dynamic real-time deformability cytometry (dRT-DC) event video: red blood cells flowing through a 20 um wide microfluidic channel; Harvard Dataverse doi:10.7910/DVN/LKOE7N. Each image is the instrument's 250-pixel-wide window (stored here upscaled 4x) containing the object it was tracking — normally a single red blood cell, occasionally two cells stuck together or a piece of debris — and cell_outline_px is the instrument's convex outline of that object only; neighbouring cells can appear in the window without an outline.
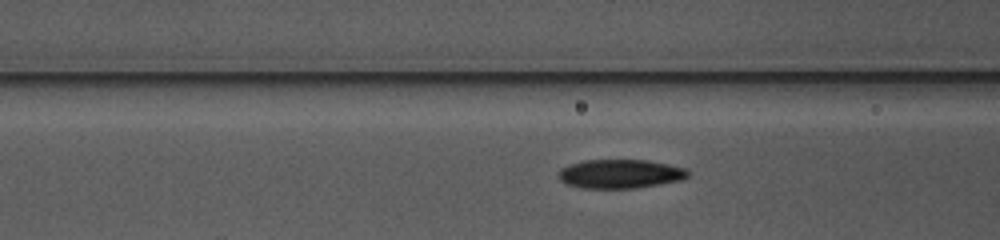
{"species": "common noctule bat (a hibernating species)", "species_latin": "Nyctalus noctula", "temperature_condition": "warm", "stored_images_in_passage": 39, "camera_frame_rate_fps": 3000, "um_per_image_px": 0.085, "animal": {"sex": "female", "body_mass_g": 10.0, "forearm_length_mm": 53.1}, "frame": {"image": 1, "passage_image": 6, "time_ms": 1.667, "image_size_px": [1000, 240], "cell_outline_px": [[692, 172], [688, 176], [680, 180], [660, 184], [636, 188], [580, 188], [568, 184], [560, 180], [556, 172], [560, 168], [568, 164], [584, 160], [648, 160], [688, 168]], "centroid_in_image_um": [52.71, 14.77], "position_along_channel_um": 113.9, "area_um2": 22.14}}
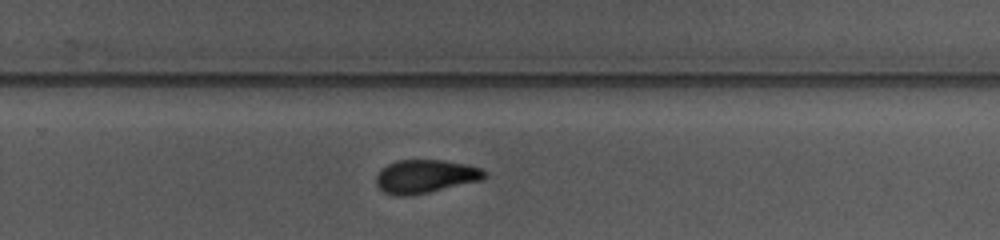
{"frame": {"image": 2, "passage_image": 20, "time_ms": 6.333, "image_size_px": [1000, 240], "cell_outline_px": [[488, 176], [484, 180], [412, 196], [396, 196], [384, 192], [376, 184], [376, 176], [388, 164], [400, 160], [440, 160], [468, 164], [480, 168], [488, 172]], "centroid_in_image_um": [36.22, 15.01], "position_along_channel_um": 293.6, "area_um2": 21.27}}
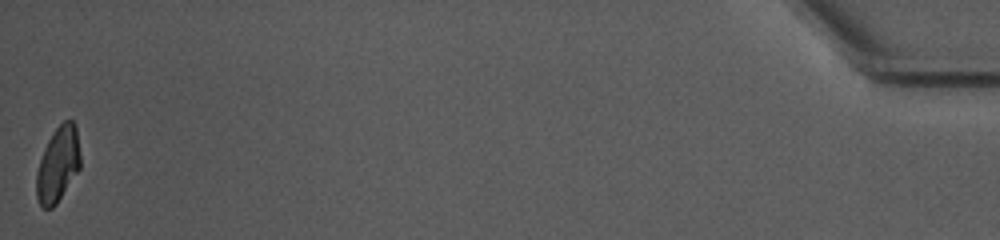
{"frame": {"image": 3, "passage_image": 39, "time_ms": 12.667, "image_size_px": [1000, 240], "cell_outline_px": [[80, 168], [56, 204], [52, 208], [40, 208], [36, 196], [36, 172], [44, 148], [48, 140], [56, 128], [64, 120], [72, 120], [76, 124], [80, 152]], "centroid_in_image_um": [4.92, 13.98], "position_along_channel_um": 430.3, "area_um2": 19.31}, "authors_computed_cell_mechanics": {"area_um2": 21.2704, "velocity_mm_per_s": 3.8544, "shape_relaxation_time_tau1_ms": 4.7639, "shape_relaxation_time_tau2_ms": 3.0308, "deformation_change_tau1": 0.1513, "deformation_change_tau2": 0.0739}}